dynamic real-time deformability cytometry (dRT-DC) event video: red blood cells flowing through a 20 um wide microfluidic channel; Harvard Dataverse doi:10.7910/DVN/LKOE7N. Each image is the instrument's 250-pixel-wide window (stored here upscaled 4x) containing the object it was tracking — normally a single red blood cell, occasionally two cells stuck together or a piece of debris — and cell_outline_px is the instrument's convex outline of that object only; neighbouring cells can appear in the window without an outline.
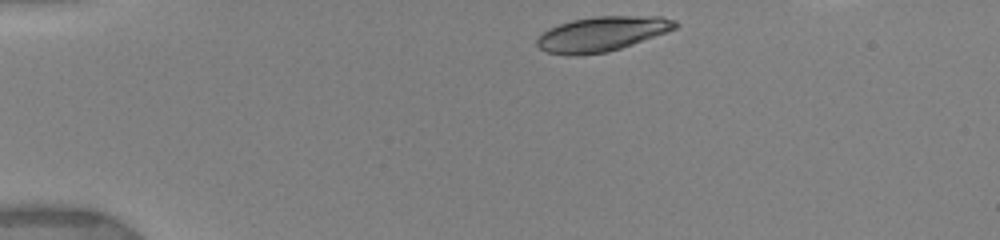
{"species": "human", "species_latin": "Homo sapiens", "temperature_condition": "warm", "stored_images_in_passage": 9, "camera_frame_rate_fps": 3000, "um_per_image_px": 0.085, "donor": {"sex": "female"}, "frame": {"image": 1, "passage_image": 1, "time_ms": 0.0, "image_size_px": [1000, 240], "cell_outline_px": [[680, 24], [676, 28], [632, 44], [608, 52], [580, 56], [568, 56], [548, 52], [540, 48], [536, 44], [536, 40], [544, 32], [560, 24], [572, 20], [596, 16], [660, 16], [676, 20]], "centroid_in_image_um": [51.17, 2.89], "position_along_channel_um": 33.8, "area_um2": 27.86}}
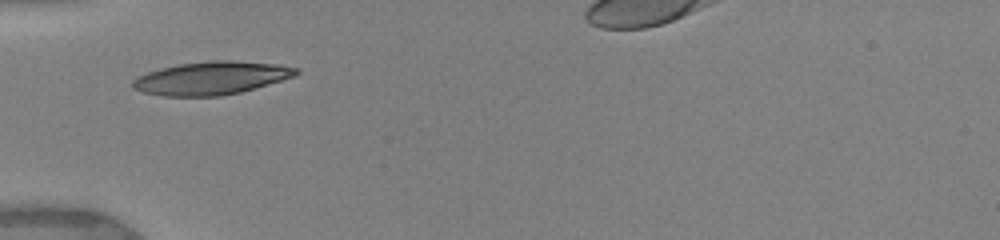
{"frame": {"image": 2, "passage_image": 4, "time_ms": 2.333, "image_size_px": [1000, 240], "cell_outline_px": [[300, 72], [296, 76], [240, 92], [220, 96], [164, 96], [144, 92], [132, 88], [132, 80], [136, 76], [160, 68], [180, 64], [212, 60], [232, 60], [280, 64], [300, 68]], "centroid_in_image_um": [17.99, 6.63], "position_along_channel_um": 67.0, "area_um2": 31.62}}
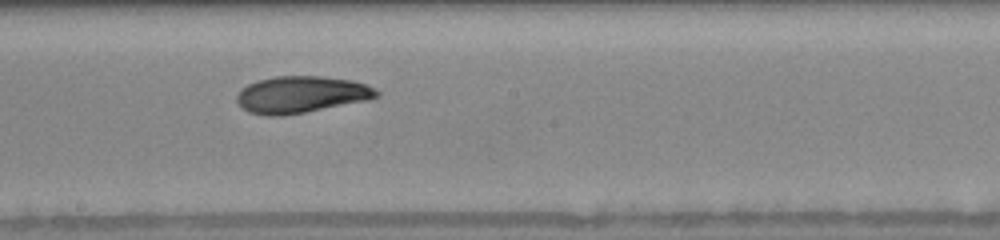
{"frame": {"image": 3, "passage_image": 8, "time_ms": 6.333, "image_size_px": [1000, 240], "cell_outline_px": [[380, 96], [368, 100], [284, 116], [268, 116], [248, 112], [236, 100], [236, 96], [240, 88], [256, 80], [276, 76], [320, 76], [352, 80], [364, 84], [380, 92]], "centroid_in_image_um": [25.57, 8.03], "position_along_channel_um": 222.6, "area_um2": 30.0}}